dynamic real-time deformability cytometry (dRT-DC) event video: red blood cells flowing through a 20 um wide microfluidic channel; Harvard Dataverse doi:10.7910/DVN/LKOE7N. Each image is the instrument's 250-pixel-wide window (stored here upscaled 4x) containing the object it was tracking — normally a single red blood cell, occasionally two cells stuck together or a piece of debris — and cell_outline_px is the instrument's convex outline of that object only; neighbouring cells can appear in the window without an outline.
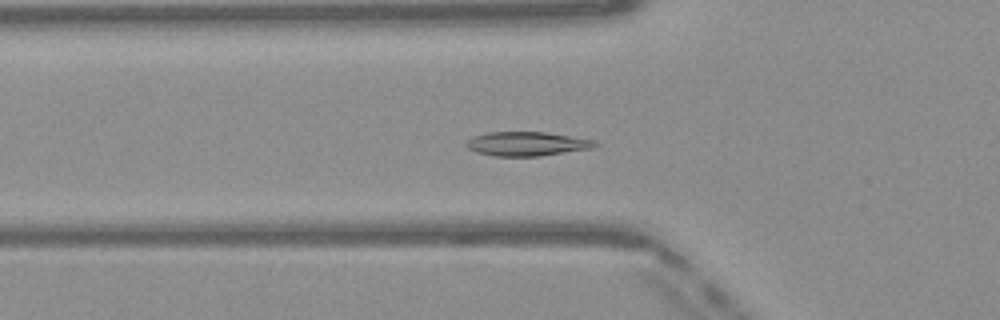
{"species": "Egyptian fruit bat (a non-hibernating species)", "species_latin": "Rousettus aegyptiacus", "temperature_condition": "warm", "stored_images_in_passage": 50, "camera_frame_rate_fps": 3000, "um_per_image_px": 0.085, "frame": {"image": 1, "passage_image": 17, "time_ms": 5.333, "image_size_px": [1000, 320], "cell_outline_px": [[600, 144], [592, 148], [540, 156], [492, 156], [476, 152], [468, 148], [464, 144], [468, 140], [476, 136], [488, 132], [544, 132], [596, 140]], "centroid_in_image_um": [44.8, 12.23], "position_along_channel_um": 81.0, "area_um2": 18.03}}
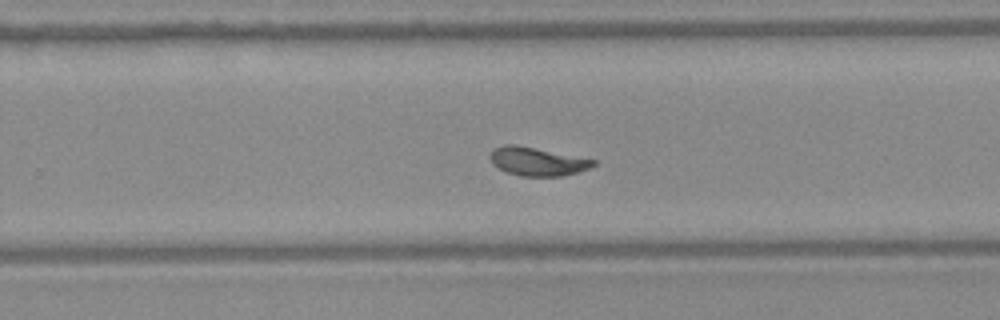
{"frame": {"image": 2, "passage_image": 32, "time_ms": 10.333, "image_size_px": [1000, 320], "cell_outline_px": [[596, 164], [588, 168], [576, 172], [560, 176], [520, 176], [508, 172], [492, 164], [488, 156], [496, 148], [504, 144], [516, 144], [596, 160]], "centroid_in_image_um": [45.64, 13.72], "position_along_channel_um": 284.2, "area_um2": 16.88}}
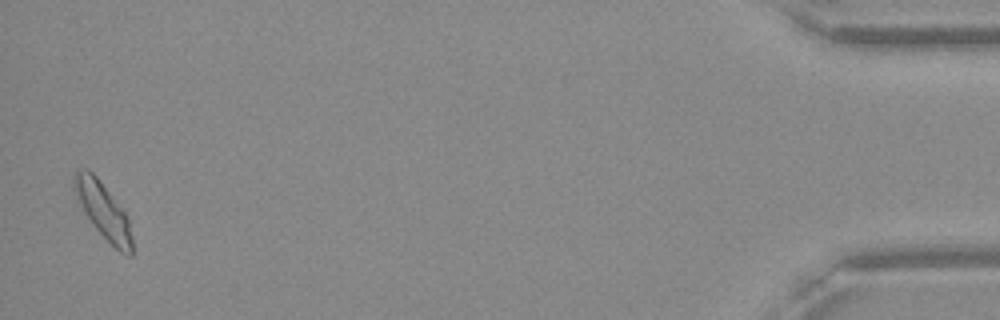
{"frame": {"image": 3, "passage_image": 49, "time_ms": 16.0, "image_size_px": [1000, 320], "cell_outline_px": [[132, 256], [128, 256], [120, 252], [96, 228], [84, 212], [72, 192], [72, 176], [76, 172], [92, 172], [96, 176], [128, 216], [132, 236]], "centroid_in_image_um": [8.76, 17.92], "position_along_channel_um": 426.4, "area_um2": 18.5}, "authors_computed_cell_mechanics": {"area_um2": 17.5134, "velocity_mm_per_s": 4.0553, "shape_relaxation_time_tau1_ms": 2.3416, "shape_relaxation_time_tau2_ms": null, "deformation_change_tau1": 0.1023, "deformation_change_tau2": null}}